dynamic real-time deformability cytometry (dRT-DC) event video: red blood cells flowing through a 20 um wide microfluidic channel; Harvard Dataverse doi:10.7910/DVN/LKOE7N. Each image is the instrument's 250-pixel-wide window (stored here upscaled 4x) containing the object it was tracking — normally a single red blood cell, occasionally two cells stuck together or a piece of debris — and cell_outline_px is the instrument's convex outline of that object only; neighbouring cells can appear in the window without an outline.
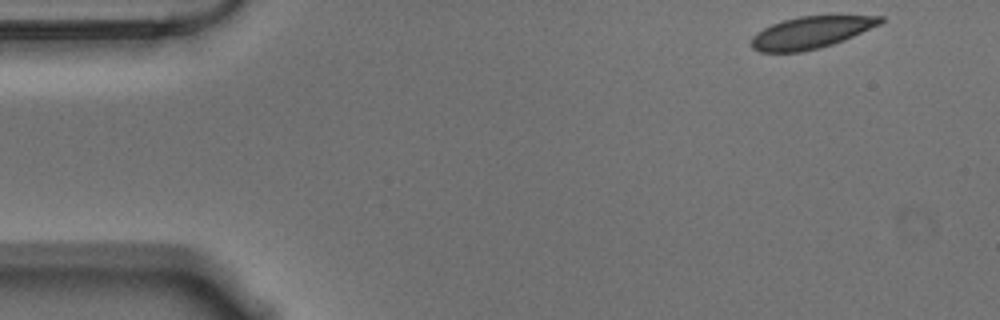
{"species": "Egyptian fruit bat (a non-hibernating species)", "species_latin": "Rousettus aegyptiacus", "temperature_condition": "warm", "stored_images_in_passage": 53, "camera_frame_rate_fps": 3000, "um_per_image_px": 0.085, "animal": {"sex": "male"}, "frame": {"image": 1, "passage_image": 1, "time_ms": 0.0, "image_size_px": [1000, 320], "cell_outline_px": [[884, 20], [880, 24], [844, 40], [820, 48], [800, 52], [760, 52], [752, 48], [752, 36], [756, 32], [772, 24], [784, 20], [800, 16], [884, 16]], "centroid_in_image_um": [68.91, 2.77], "position_along_channel_um": 16.1, "area_um2": 23.81}}
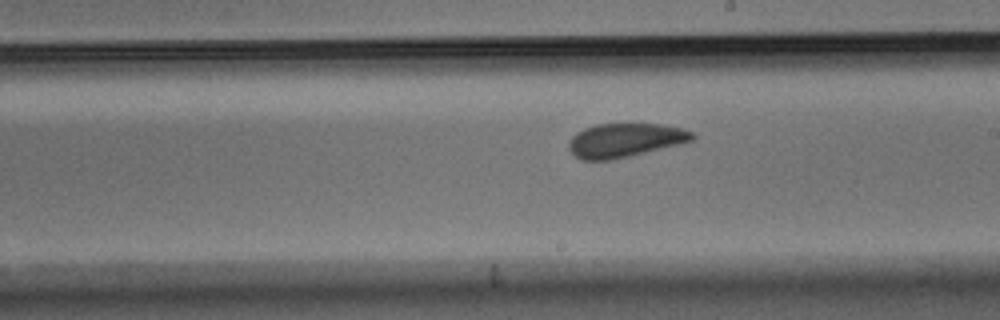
{"frame": {"image": 2, "passage_image": 28, "time_ms": 9.0, "image_size_px": [1000, 320], "cell_outline_px": [[696, 136], [692, 140], [680, 144], [628, 156], [608, 160], [580, 160], [568, 148], [568, 144], [572, 136], [576, 132], [584, 128], [596, 124], [664, 124], [684, 128], [692, 132]], "centroid_in_image_um": [53.12, 11.91], "position_along_channel_um": 235.9, "area_um2": 24.33}}
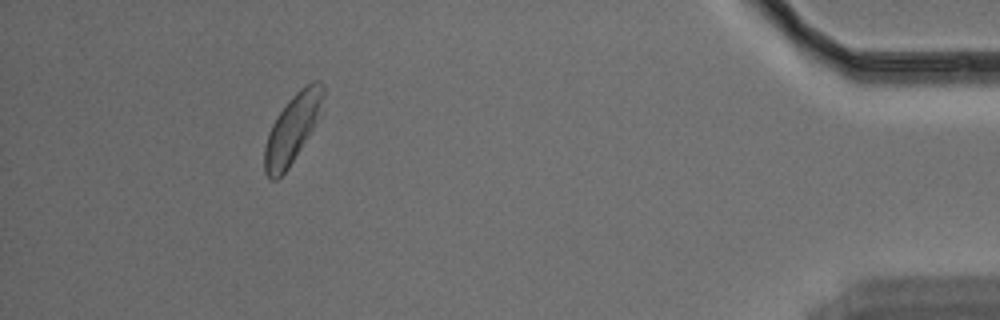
{"frame": {"image": 3, "passage_image": 48, "time_ms": 15.667, "image_size_px": [1000, 320], "cell_outline_px": [[324, 96], [320, 116], [288, 168], [276, 180], [272, 180], [264, 172], [264, 148], [272, 124], [276, 116], [288, 100], [300, 88], [312, 80], [320, 80], [324, 84]], "centroid_in_image_um": [24.87, 10.88], "position_along_channel_um": 410.3, "area_um2": 23.24}, "authors_computed_cell_mechanics": {"area_um2": 24.7384, "velocity_mm_per_s": 3.5199, "shape_relaxation_time_tau1_ms": 4.0117, "shape_relaxation_time_tau2_ms": 2.1729, "deformation_change_tau1": 0.0887, "deformation_change_tau2": 0.0537}}